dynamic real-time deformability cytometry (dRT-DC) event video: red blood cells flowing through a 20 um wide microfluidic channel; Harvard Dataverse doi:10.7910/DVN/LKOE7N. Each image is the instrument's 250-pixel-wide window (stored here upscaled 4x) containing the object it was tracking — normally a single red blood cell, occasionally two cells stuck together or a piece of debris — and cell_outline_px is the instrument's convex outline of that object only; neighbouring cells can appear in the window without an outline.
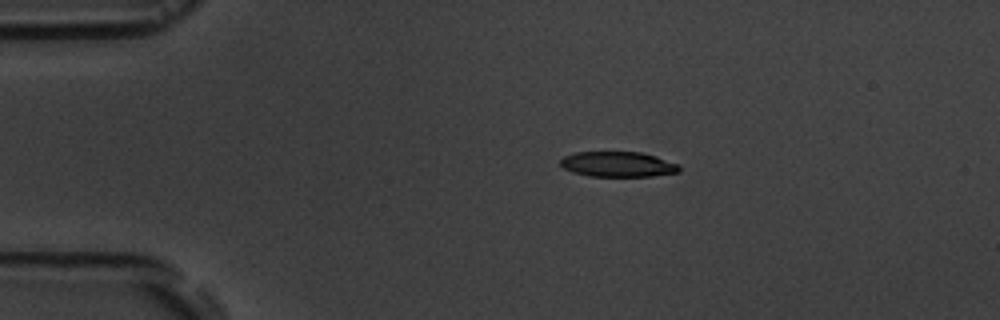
{"species": "common noctule bat (a hibernating species)", "species_latin": "Nyctalus noctula", "temperature_condition": "room temperature", "stored_images_in_passage": 9, "camera_frame_rate_fps": 3000, "um_per_image_px": 0.085, "animal": {"sex": "male", "body_mass_g": 19.5, "forearm_length_mm": 54.6}, "frame": {"image": 1, "passage_image": 1, "time_ms": 0.0, "image_size_px": [1000, 320], "cell_outline_px": [[680, 172], [652, 176], [588, 176], [572, 172], [564, 168], [560, 164], [560, 160], [564, 156], [576, 152], [640, 152], [656, 156], [680, 164]], "centroid_in_image_um": [52.54, 13.96], "position_along_channel_um": 32.5, "area_um2": 17.57}}
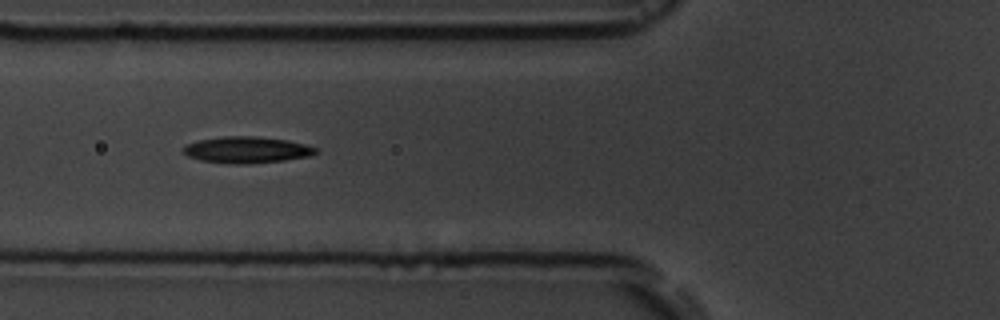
{"frame": {"image": 2, "passage_image": 4, "time_ms": 3.333, "image_size_px": [1000, 320], "cell_outline_px": [[320, 152], [308, 156], [284, 160], [248, 164], [228, 164], [200, 160], [188, 156], [180, 148], [184, 144], [200, 140], [224, 136], [256, 136], [288, 140], [304, 144], [316, 148]], "centroid_in_image_um": [20.94, 12.74], "position_along_channel_um": 104.9, "area_um2": 20.52}}
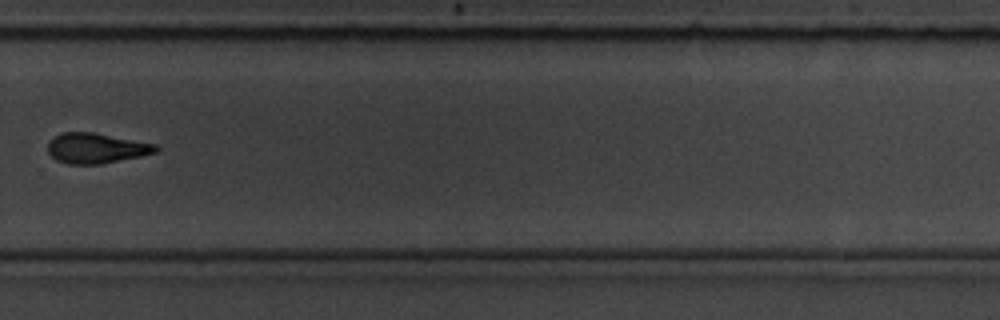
{"frame": {"image": 3, "passage_image": 9, "time_ms": 9.333, "image_size_px": [1000, 320], "cell_outline_px": [[160, 148], [156, 152], [140, 156], [100, 164], [68, 164], [56, 160], [48, 152], [48, 140], [60, 132], [92, 132], [156, 144]], "centroid_in_image_um": [8.14, 12.59], "position_along_channel_um": 321.7, "area_um2": 19.02}}